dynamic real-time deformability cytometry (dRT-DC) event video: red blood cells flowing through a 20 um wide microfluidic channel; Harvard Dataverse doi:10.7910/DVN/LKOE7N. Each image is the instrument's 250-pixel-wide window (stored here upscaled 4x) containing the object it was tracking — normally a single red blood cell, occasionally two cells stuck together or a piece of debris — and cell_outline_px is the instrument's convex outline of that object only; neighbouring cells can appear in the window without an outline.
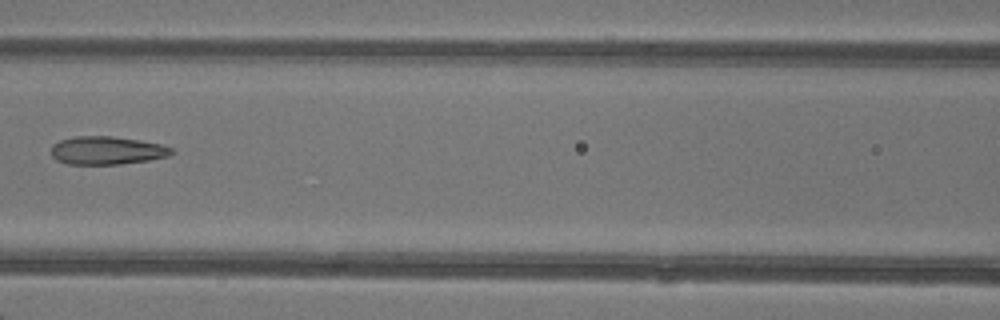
{"species": "common noctule bat (a hibernating species)", "species_latin": "Nyctalus noctula", "temperature_condition": "warm", "stored_images_in_passage": 5, "camera_frame_rate_fps": 3000, "um_per_image_px": 0.085, "animal": {"sex": "female"}, "frame": {"image": 1, "passage_image": 5, "time_ms": 4.667, "image_size_px": [1000, 320], "cell_outline_px": [[176, 152], [168, 156], [148, 160], [120, 164], [68, 164], [56, 160], [52, 156], [52, 144], [60, 140], [76, 136], [112, 136], [160, 144], [172, 148]], "centroid_in_image_um": [9.07, 12.79], "position_along_channel_um": 157.5, "area_um2": 19.65}}